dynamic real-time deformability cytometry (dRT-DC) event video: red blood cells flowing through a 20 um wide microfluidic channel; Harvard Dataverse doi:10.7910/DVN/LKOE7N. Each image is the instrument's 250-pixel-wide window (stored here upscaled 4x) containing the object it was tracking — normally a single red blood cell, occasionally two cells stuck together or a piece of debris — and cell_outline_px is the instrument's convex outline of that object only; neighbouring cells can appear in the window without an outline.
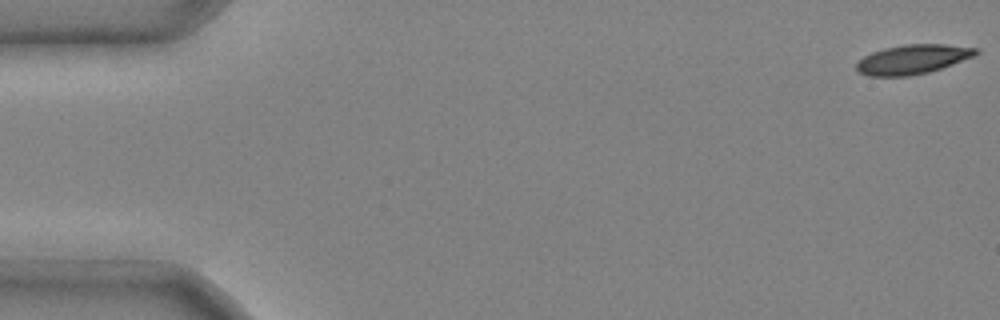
{"species": "common noctule bat (a hibernating species)", "species_latin": "Nyctalus noctula", "temperature_condition": "cold", "stored_images_in_passage": 5, "camera_frame_rate_fps": 3000, "um_per_image_px": 0.085, "animal": {"sex": "male", "body_mass_g": 20.4}, "frame": {"image": 1, "passage_image": 1, "time_ms": 0.0, "image_size_px": [1000, 320], "cell_outline_px": [[980, 52], [972, 56], [952, 64], [928, 72], [908, 76], [868, 76], [860, 72], [856, 68], [856, 64], [864, 56], [872, 52], [884, 48], [904, 44], [944, 44], [980, 48]], "centroid_in_image_um": [77.57, 5.03], "position_along_channel_um": 7.4, "area_um2": 20.29}}
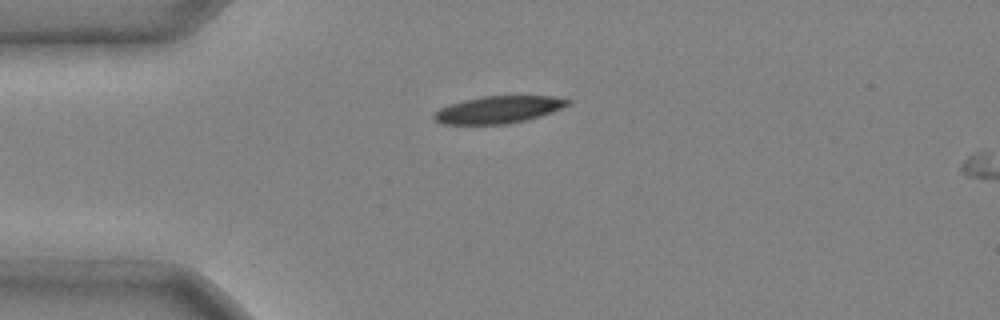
{"frame": {"image": 2, "passage_image": 4, "time_ms": 1.0, "image_size_px": [1000, 320], "cell_outline_px": [[572, 104], [552, 112], [540, 116], [508, 124], [440, 124], [432, 116], [432, 112], [448, 104], [464, 100], [484, 96], [552, 96], [572, 100]], "centroid_in_image_um": [42.36, 9.32], "position_along_channel_um": 42.6, "area_um2": 21.33}}